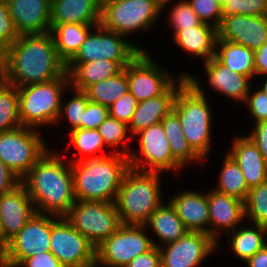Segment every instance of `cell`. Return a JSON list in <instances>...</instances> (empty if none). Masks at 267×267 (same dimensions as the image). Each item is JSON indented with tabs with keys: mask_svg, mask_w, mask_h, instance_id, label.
<instances>
[{
	"mask_svg": "<svg viewBox=\"0 0 267 267\" xmlns=\"http://www.w3.org/2000/svg\"><path fill=\"white\" fill-rule=\"evenodd\" d=\"M255 77L267 75V41L254 51Z\"/></svg>",
	"mask_w": 267,
	"mask_h": 267,
	"instance_id": "51",
	"label": "cell"
},
{
	"mask_svg": "<svg viewBox=\"0 0 267 267\" xmlns=\"http://www.w3.org/2000/svg\"><path fill=\"white\" fill-rule=\"evenodd\" d=\"M154 246L145 225L121 224L95 248V262L104 267H124Z\"/></svg>",
	"mask_w": 267,
	"mask_h": 267,
	"instance_id": "12",
	"label": "cell"
},
{
	"mask_svg": "<svg viewBox=\"0 0 267 267\" xmlns=\"http://www.w3.org/2000/svg\"><path fill=\"white\" fill-rule=\"evenodd\" d=\"M252 86L254 85H251L248 96L243 103L245 108H247L246 112L249 114L248 117L250 116L252 118L251 120L253 121L250 126L267 120V94L257 87Z\"/></svg>",
	"mask_w": 267,
	"mask_h": 267,
	"instance_id": "42",
	"label": "cell"
},
{
	"mask_svg": "<svg viewBox=\"0 0 267 267\" xmlns=\"http://www.w3.org/2000/svg\"><path fill=\"white\" fill-rule=\"evenodd\" d=\"M170 6V7H169ZM169 8V9H168ZM168 9V10H167ZM164 11H169L168 13ZM166 13L167 24L170 28V36L172 37L177 31L183 28H192L200 25L202 21L192 10L190 3L187 0H181L176 3L170 4L162 10V14Z\"/></svg>",
	"mask_w": 267,
	"mask_h": 267,
	"instance_id": "40",
	"label": "cell"
},
{
	"mask_svg": "<svg viewBox=\"0 0 267 267\" xmlns=\"http://www.w3.org/2000/svg\"><path fill=\"white\" fill-rule=\"evenodd\" d=\"M199 19L216 28L222 21V7L215 0H187Z\"/></svg>",
	"mask_w": 267,
	"mask_h": 267,
	"instance_id": "44",
	"label": "cell"
},
{
	"mask_svg": "<svg viewBox=\"0 0 267 267\" xmlns=\"http://www.w3.org/2000/svg\"><path fill=\"white\" fill-rule=\"evenodd\" d=\"M64 94L61 101L60 114L54 128L59 127V125L61 126L60 122H63V126L67 123V133L74 129H82L83 114L89 102L86 93L69 86Z\"/></svg>",
	"mask_w": 267,
	"mask_h": 267,
	"instance_id": "36",
	"label": "cell"
},
{
	"mask_svg": "<svg viewBox=\"0 0 267 267\" xmlns=\"http://www.w3.org/2000/svg\"><path fill=\"white\" fill-rule=\"evenodd\" d=\"M122 70L123 68L117 62L104 59L66 64L70 86L81 91L91 84L114 77Z\"/></svg>",
	"mask_w": 267,
	"mask_h": 267,
	"instance_id": "28",
	"label": "cell"
},
{
	"mask_svg": "<svg viewBox=\"0 0 267 267\" xmlns=\"http://www.w3.org/2000/svg\"><path fill=\"white\" fill-rule=\"evenodd\" d=\"M129 168L128 156L118 153H99L71 162L76 200L115 203Z\"/></svg>",
	"mask_w": 267,
	"mask_h": 267,
	"instance_id": "4",
	"label": "cell"
},
{
	"mask_svg": "<svg viewBox=\"0 0 267 267\" xmlns=\"http://www.w3.org/2000/svg\"><path fill=\"white\" fill-rule=\"evenodd\" d=\"M102 5L98 0H51V24H100Z\"/></svg>",
	"mask_w": 267,
	"mask_h": 267,
	"instance_id": "26",
	"label": "cell"
},
{
	"mask_svg": "<svg viewBox=\"0 0 267 267\" xmlns=\"http://www.w3.org/2000/svg\"><path fill=\"white\" fill-rule=\"evenodd\" d=\"M140 43L99 24L88 34L79 51L69 62L104 59L115 61L124 69L141 51H150Z\"/></svg>",
	"mask_w": 267,
	"mask_h": 267,
	"instance_id": "11",
	"label": "cell"
},
{
	"mask_svg": "<svg viewBox=\"0 0 267 267\" xmlns=\"http://www.w3.org/2000/svg\"><path fill=\"white\" fill-rule=\"evenodd\" d=\"M225 151L240 167L249 188L267 181V161L252 140L245 134L232 137Z\"/></svg>",
	"mask_w": 267,
	"mask_h": 267,
	"instance_id": "23",
	"label": "cell"
},
{
	"mask_svg": "<svg viewBox=\"0 0 267 267\" xmlns=\"http://www.w3.org/2000/svg\"><path fill=\"white\" fill-rule=\"evenodd\" d=\"M17 267H64L52 252H41L25 258Z\"/></svg>",
	"mask_w": 267,
	"mask_h": 267,
	"instance_id": "47",
	"label": "cell"
},
{
	"mask_svg": "<svg viewBox=\"0 0 267 267\" xmlns=\"http://www.w3.org/2000/svg\"><path fill=\"white\" fill-rule=\"evenodd\" d=\"M207 201L210 215L209 235L217 242L218 252L222 250V237L225 239L227 233L234 231L245 221L244 201L213 188L207 190Z\"/></svg>",
	"mask_w": 267,
	"mask_h": 267,
	"instance_id": "17",
	"label": "cell"
},
{
	"mask_svg": "<svg viewBox=\"0 0 267 267\" xmlns=\"http://www.w3.org/2000/svg\"><path fill=\"white\" fill-rule=\"evenodd\" d=\"M91 267H104V266H101V265H99V264H97V263L95 262Z\"/></svg>",
	"mask_w": 267,
	"mask_h": 267,
	"instance_id": "60",
	"label": "cell"
},
{
	"mask_svg": "<svg viewBox=\"0 0 267 267\" xmlns=\"http://www.w3.org/2000/svg\"><path fill=\"white\" fill-rule=\"evenodd\" d=\"M243 264L245 267H267V244Z\"/></svg>",
	"mask_w": 267,
	"mask_h": 267,
	"instance_id": "52",
	"label": "cell"
},
{
	"mask_svg": "<svg viewBox=\"0 0 267 267\" xmlns=\"http://www.w3.org/2000/svg\"><path fill=\"white\" fill-rule=\"evenodd\" d=\"M172 72L151 51H141L127 65L128 91L138 102L162 95L181 76Z\"/></svg>",
	"mask_w": 267,
	"mask_h": 267,
	"instance_id": "13",
	"label": "cell"
},
{
	"mask_svg": "<svg viewBox=\"0 0 267 267\" xmlns=\"http://www.w3.org/2000/svg\"><path fill=\"white\" fill-rule=\"evenodd\" d=\"M64 158L49 147L21 179L38 213L65 216L76 201L71 162Z\"/></svg>",
	"mask_w": 267,
	"mask_h": 267,
	"instance_id": "2",
	"label": "cell"
},
{
	"mask_svg": "<svg viewBox=\"0 0 267 267\" xmlns=\"http://www.w3.org/2000/svg\"><path fill=\"white\" fill-rule=\"evenodd\" d=\"M162 15L155 0H110L102 5L100 24L130 40L137 33L151 34Z\"/></svg>",
	"mask_w": 267,
	"mask_h": 267,
	"instance_id": "7",
	"label": "cell"
},
{
	"mask_svg": "<svg viewBox=\"0 0 267 267\" xmlns=\"http://www.w3.org/2000/svg\"><path fill=\"white\" fill-rule=\"evenodd\" d=\"M6 83L3 73L0 74V88Z\"/></svg>",
	"mask_w": 267,
	"mask_h": 267,
	"instance_id": "55",
	"label": "cell"
},
{
	"mask_svg": "<svg viewBox=\"0 0 267 267\" xmlns=\"http://www.w3.org/2000/svg\"><path fill=\"white\" fill-rule=\"evenodd\" d=\"M21 126L17 87L5 83L0 88V132Z\"/></svg>",
	"mask_w": 267,
	"mask_h": 267,
	"instance_id": "38",
	"label": "cell"
},
{
	"mask_svg": "<svg viewBox=\"0 0 267 267\" xmlns=\"http://www.w3.org/2000/svg\"><path fill=\"white\" fill-rule=\"evenodd\" d=\"M255 80H257L256 81L257 85L255 84ZM253 81H254V85H256L258 89H260L261 91L267 94V75L261 76V77H255Z\"/></svg>",
	"mask_w": 267,
	"mask_h": 267,
	"instance_id": "53",
	"label": "cell"
},
{
	"mask_svg": "<svg viewBox=\"0 0 267 267\" xmlns=\"http://www.w3.org/2000/svg\"><path fill=\"white\" fill-rule=\"evenodd\" d=\"M49 251L64 267H91L95 263V247L64 216L51 214Z\"/></svg>",
	"mask_w": 267,
	"mask_h": 267,
	"instance_id": "15",
	"label": "cell"
},
{
	"mask_svg": "<svg viewBox=\"0 0 267 267\" xmlns=\"http://www.w3.org/2000/svg\"><path fill=\"white\" fill-rule=\"evenodd\" d=\"M158 248L161 267H201L218 250L217 242L207 233L199 231H187L177 241Z\"/></svg>",
	"mask_w": 267,
	"mask_h": 267,
	"instance_id": "16",
	"label": "cell"
},
{
	"mask_svg": "<svg viewBox=\"0 0 267 267\" xmlns=\"http://www.w3.org/2000/svg\"><path fill=\"white\" fill-rule=\"evenodd\" d=\"M84 92L89 101L109 107L128 92L127 66L114 77L91 84Z\"/></svg>",
	"mask_w": 267,
	"mask_h": 267,
	"instance_id": "35",
	"label": "cell"
},
{
	"mask_svg": "<svg viewBox=\"0 0 267 267\" xmlns=\"http://www.w3.org/2000/svg\"><path fill=\"white\" fill-rule=\"evenodd\" d=\"M244 209L246 222L267 227V181L249 189Z\"/></svg>",
	"mask_w": 267,
	"mask_h": 267,
	"instance_id": "39",
	"label": "cell"
},
{
	"mask_svg": "<svg viewBox=\"0 0 267 267\" xmlns=\"http://www.w3.org/2000/svg\"><path fill=\"white\" fill-rule=\"evenodd\" d=\"M164 132L168 138L173 159L183 168L200 166L203 167L204 160L191 148L187 142L178 116L171 111L161 121ZM196 165H194V164ZM194 165V166H191Z\"/></svg>",
	"mask_w": 267,
	"mask_h": 267,
	"instance_id": "30",
	"label": "cell"
},
{
	"mask_svg": "<svg viewBox=\"0 0 267 267\" xmlns=\"http://www.w3.org/2000/svg\"><path fill=\"white\" fill-rule=\"evenodd\" d=\"M107 1H110V0H98V2L101 4V5H103L105 2H107Z\"/></svg>",
	"mask_w": 267,
	"mask_h": 267,
	"instance_id": "59",
	"label": "cell"
},
{
	"mask_svg": "<svg viewBox=\"0 0 267 267\" xmlns=\"http://www.w3.org/2000/svg\"><path fill=\"white\" fill-rule=\"evenodd\" d=\"M221 7L224 6L225 0H215Z\"/></svg>",
	"mask_w": 267,
	"mask_h": 267,
	"instance_id": "57",
	"label": "cell"
},
{
	"mask_svg": "<svg viewBox=\"0 0 267 267\" xmlns=\"http://www.w3.org/2000/svg\"><path fill=\"white\" fill-rule=\"evenodd\" d=\"M2 250V226L0 221V251Z\"/></svg>",
	"mask_w": 267,
	"mask_h": 267,
	"instance_id": "56",
	"label": "cell"
},
{
	"mask_svg": "<svg viewBox=\"0 0 267 267\" xmlns=\"http://www.w3.org/2000/svg\"><path fill=\"white\" fill-rule=\"evenodd\" d=\"M34 213L33 201L22 184L11 192L0 195L2 249L21 231Z\"/></svg>",
	"mask_w": 267,
	"mask_h": 267,
	"instance_id": "19",
	"label": "cell"
},
{
	"mask_svg": "<svg viewBox=\"0 0 267 267\" xmlns=\"http://www.w3.org/2000/svg\"><path fill=\"white\" fill-rule=\"evenodd\" d=\"M224 158L220 164L219 173H217V180L212 187L214 190L234 196L242 201H245L249 192V187L245 181L242 171L235 160L225 151H223Z\"/></svg>",
	"mask_w": 267,
	"mask_h": 267,
	"instance_id": "33",
	"label": "cell"
},
{
	"mask_svg": "<svg viewBox=\"0 0 267 267\" xmlns=\"http://www.w3.org/2000/svg\"><path fill=\"white\" fill-rule=\"evenodd\" d=\"M19 36L9 12L7 0H0V54L2 55Z\"/></svg>",
	"mask_w": 267,
	"mask_h": 267,
	"instance_id": "43",
	"label": "cell"
},
{
	"mask_svg": "<svg viewBox=\"0 0 267 267\" xmlns=\"http://www.w3.org/2000/svg\"><path fill=\"white\" fill-rule=\"evenodd\" d=\"M138 103L136 98L128 91L108 107L109 116L129 125Z\"/></svg>",
	"mask_w": 267,
	"mask_h": 267,
	"instance_id": "45",
	"label": "cell"
},
{
	"mask_svg": "<svg viewBox=\"0 0 267 267\" xmlns=\"http://www.w3.org/2000/svg\"><path fill=\"white\" fill-rule=\"evenodd\" d=\"M180 74L186 76V82L178 89L172 111L178 116L183 134L191 148L204 160V165L213 155L212 133L214 126V111L210 105L212 100L208 96L206 86H203L194 72L180 69ZM202 84V85H201ZM205 87V88H204ZM208 96V97H207ZM213 136V137H212ZM212 154V155H211Z\"/></svg>",
	"mask_w": 267,
	"mask_h": 267,
	"instance_id": "3",
	"label": "cell"
},
{
	"mask_svg": "<svg viewBox=\"0 0 267 267\" xmlns=\"http://www.w3.org/2000/svg\"><path fill=\"white\" fill-rule=\"evenodd\" d=\"M225 236L229 242L225 251H231L243 263L267 244V227L244 221Z\"/></svg>",
	"mask_w": 267,
	"mask_h": 267,
	"instance_id": "29",
	"label": "cell"
},
{
	"mask_svg": "<svg viewBox=\"0 0 267 267\" xmlns=\"http://www.w3.org/2000/svg\"><path fill=\"white\" fill-rule=\"evenodd\" d=\"M181 0H155L157 5L163 10L165 7H167L170 4L176 3Z\"/></svg>",
	"mask_w": 267,
	"mask_h": 267,
	"instance_id": "54",
	"label": "cell"
},
{
	"mask_svg": "<svg viewBox=\"0 0 267 267\" xmlns=\"http://www.w3.org/2000/svg\"><path fill=\"white\" fill-rule=\"evenodd\" d=\"M67 134L69 142L67 146H73L75 153L64 155L70 162L81 161L99 153H112L111 150H106L107 147L98 129H74Z\"/></svg>",
	"mask_w": 267,
	"mask_h": 267,
	"instance_id": "34",
	"label": "cell"
},
{
	"mask_svg": "<svg viewBox=\"0 0 267 267\" xmlns=\"http://www.w3.org/2000/svg\"><path fill=\"white\" fill-rule=\"evenodd\" d=\"M202 64V70H204L203 76H206V84H208L210 92L217 93L218 95L228 99L230 104L235 102L241 104L246 100L251 85L252 79L245 75L237 74L225 65L221 64L215 57L208 61H204ZM233 101V102H232Z\"/></svg>",
	"mask_w": 267,
	"mask_h": 267,
	"instance_id": "20",
	"label": "cell"
},
{
	"mask_svg": "<svg viewBox=\"0 0 267 267\" xmlns=\"http://www.w3.org/2000/svg\"><path fill=\"white\" fill-rule=\"evenodd\" d=\"M251 127L246 135L252 140L267 161V120L258 122Z\"/></svg>",
	"mask_w": 267,
	"mask_h": 267,
	"instance_id": "49",
	"label": "cell"
},
{
	"mask_svg": "<svg viewBox=\"0 0 267 267\" xmlns=\"http://www.w3.org/2000/svg\"><path fill=\"white\" fill-rule=\"evenodd\" d=\"M167 196L168 202L175 209L178 217L188 231L205 232L209 235L210 215L207 190L189 189L173 191Z\"/></svg>",
	"mask_w": 267,
	"mask_h": 267,
	"instance_id": "21",
	"label": "cell"
},
{
	"mask_svg": "<svg viewBox=\"0 0 267 267\" xmlns=\"http://www.w3.org/2000/svg\"><path fill=\"white\" fill-rule=\"evenodd\" d=\"M64 217L95 248L122 224L113 202L76 200Z\"/></svg>",
	"mask_w": 267,
	"mask_h": 267,
	"instance_id": "10",
	"label": "cell"
},
{
	"mask_svg": "<svg viewBox=\"0 0 267 267\" xmlns=\"http://www.w3.org/2000/svg\"><path fill=\"white\" fill-rule=\"evenodd\" d=\"M218 39L240 44L256 51L267 41V16L242 14L222 17Z\"/></svg>",
	"mask_w": 267,
	"mask_h": 267,
	"instance_id": "18",
	"label": "cell"
},
{
	"mask_svg": "<svg viewBox=\"0 0 267 267\" xmlns=\"http://www.w3.org/2000/svg\"><path fill=\"white\" fill-rule=\"evenodd\" d=\"M124 267H161V254L157 246L133 258Z\"/></svg>",
	"mask_w": 267,
	"mask_h": 267,
	"instance_id": "48",
	"label": "cell"
},
{
	"mask_svg": "<svg viewBox=\"0 0 267 267\" xmlns=\"http://www.w3.org/2000/svg\"><path fill=\"white\" fill-rule=\"evenodd\" d=\"M19 35L50 32L51 0H7Z\"/></svg>",
	"mask_w": 267,
	"mask_h": 267,
	"instance_id": "22",
	"label": "cell"
},
{
	"mask_svg": "<svg viewBox=\"0 0 267 267\" xmlns=\"http://www.w3.org/2000/svg\"><path fill=\"white\" fill-rule=\"evenodd\" d=\"M2 73V55L0 54V74Z\"/></svg>",
	"mask_w": 267,
	"mask_h": 267,
	"instance_id": "58",
	"label": "cell"
},
{
	"mask_svg": "<svg viewBox=\"0 0 267 267\" xmlns=\"http://www.w3.org/2000/svg\"><path fill=\"white\" fill-rule=\"evenodd\" d=\"M215 58L231 71L255 78L254 51L230 41L217 40Z\"/></svg>",
	"mask_w": 267,
	"mask_h": 267,
	"instance_id": "32",
	"label": "cell"
},
{
	"mask_svg": "<svg viewBox=\"0 0 267 267\" xmlns=\"http://www.w3.org/2000/svg\"><path fill=\"white\" fill-rule=\"evenodd\" d=\"M42 132L25 126L0 132V160L20 179L50 147Z\"/></svg>",
	"mask_w": 267,
	"mask_h": 267,
	"instance_id": "9",
	"label": "cell"
},
{
	"mask_svg": "<svg viewBox=\"0 0 267 267\" xmlns=\"http://www.w3.org/2000/svg\"><path fill=\"white\" fill-rule=\"evenodd\" d=\"M108 116V107L89 101L83 114L82 129H97Z\"/></svg>",
	"mask_w": 267,
	"mask_h": 267,
	"instance_id": "46",
	"label": "cell"
},
{
	"mask_svg": "<svg viewBox=\"0 0 267 267\" xmlns=\"http://www.w3.org/2000/svg\"><path fill=\"white\" fill-rule=\"evenodd\" d=\"M99 24L64 23L50 29L60 59L67 64L79 51L92 29Z\"/></svg>",
	"mask_w": 267,
	"mask_h": 267,
	"instance_id": "31",
	"label": "cell"
},
{
	"mask_svg": "<svg viewBox=\"0 0 267 267\" xmlns=\"http://www.w3.org/2000/svg\"><path fill=\"white\" fill-rule=\"evenodd\" d=\"M161 178L164 175L160 172L140 171L131 167L128 169L115 200L122 224L144 225L166 201Z\"/></svg>",
	"mask_w": 267,
	"mask_h": 267,
	"instance_id": "5",
	"label": "cell"
},
{
	"mask_svg": "<svg viewBox=\"0 0 267 267\" xmlns=\"http://www.w3.org/2000/svg\"><path fill=\"white\" fill-rule=\"evenodd\" d=\"M51 214L34 213L0 251V267H17L25 258L50 248Z\"/></svg>",
	"mask_w": 267,
	"mask_h": 267,
	"instance_id": "14",
	"label": "cell"
},
{
	"mask_svg": "<svg viewBox=\"0 0 267 267\" xmlns=\"http://www.w3.org/2000/svg\"><path fill=\"white\" fill-rule=\"evenodd\" d=\"M132 139L133 145L128 155L131 168L165 175L170 173L172 176L184 174L183 171H186L173 159L161 122L139 131Z\"/></svg>",
	"mask_w": 267,
	"mask_h": 267,
	"instance_id": "8",
	"label": "cell"
},
{
	"mask_svg": "<svg viewBox=\"0 0 267 267\" xmlns=\"http://www.w3.org/2000/svg\"><path fill=\"white\" fill-rule=\"evenodd\" d=\"M217 39V28L202 22L195 27L177 31L170 41L172 40L176 48L181 49L182 54L200 59L202 63L215 57Z\"/></svg>",
	"mask_w": 267,
	"mask_h": 267,
	"instance_id": "25",
	"label": "cell"
},
{
	"mask_svg": "<svg viewBox=\"0 0 267 267\" xmlns=\"http://www.w3.org/2000/svg\"><path fill=\"white\" fill-rule=\"evenodd\" d=\"M144 225L153 244L157 247L177 241L188 231L167 199L154 211Z\"/></svg>",
	"mask_w": 267,
	"mask_h": 267,
	"instance_id": "27",
	"label": "cell"
},
{
	"mask_svg": "<svg viewBox=\"0 0 267 267\" xmlns=\"http://www.w3.org/2000/svg\"><path fill=\"white\" fill-rule=\"evenodd\" d=\"M97 129L105 142L107 150L125 156L130 154L133 140H131L132 136L126 123L108 116Z\"/></svg>",
	"mask_w": 267,
	"mask_h": 267,
	"instance_id": "37",
	"label": "cell"
},
{
	"mask_svg": "<svg viewBox=\"0 0 267 267\" xmlns=\"http://www.w3.org/2000/svg\"><path fill=\"white\" fill-rule=\"evenodd\" d=\"M70 86L69 74L44 83L18 87L21 126L39 130L54 129L64 92Z\"/></svg>",
	"mask_w": 267,
	"mask_h": 267,
	"instance_id": "6",
	"label": "cell"
},
{
	"mask_svg": "<svg viewBox=\"0 0 267 267\" xmlns=\"http://www.w3.org/2000/svg\"><path fill=\"white\" fill-rule=\"evenodd\" d=\"M237 14L267 16V0H225L222 17Z\"/></svg>",
	"mask_w": 267,
	"mask_h": 267,
	"instance_id": "41",
	"label": "cell"
},
{
	"mask_svg": "<svg viewBox=\"0 0 267 267\" xmlns=\"http://www.w3.org/2000/svg\"><path fill=\"white\" fill-rule=\"evenodd\" d=\"M20 184L21 179L0 160V195L11 192Z\"/></svg>",
	"mask_w": 267,
	"mask_h": 267,
	"instance_id": "50",
	"label": "cell"
},
{
	"mask_svg": "<svg viewBox=\"0 0 267 267\" xmlns=\"http://www.w3.org/2000/svg\"><path fill=\"white\" fill-rule=\"evenodd\" d=\"M185 82L186 76L181 75L162 95L139 102L128 125L130 135L161 122L172 111L176 93Z\"/></svg>",
	"mask_w": 267,
	"mask_h": 267,
	"instance_id": "24",
	"label": "cell"
},
{
	"mask_svg": "<svg viewBox=\"0 0 267 267\" xmlns=\"http://www.w3.org/2000/svg\"><path fill=\"white\" fill-rule=\"evenodd\" d=\"M6 83L22 87L52 81L66 73L50 32L22 34L2 54Z\"/></svg>",
	"mask_w": 267,
	"mask_h": 267,
	"instance_id": "1",
	"label": "cell"
}]
</instances>
